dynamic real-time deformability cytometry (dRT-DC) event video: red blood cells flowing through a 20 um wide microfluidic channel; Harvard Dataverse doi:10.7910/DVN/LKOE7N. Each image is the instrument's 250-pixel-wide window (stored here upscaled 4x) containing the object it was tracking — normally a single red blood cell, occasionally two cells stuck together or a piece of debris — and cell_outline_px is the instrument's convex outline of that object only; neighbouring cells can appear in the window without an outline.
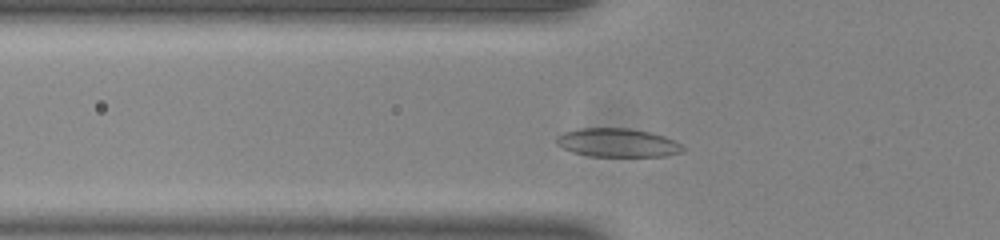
{"species": "common noctule bat (a hibernating species)", "species_latin": "Nyctalus noctula", "temperature_condition": "room temperature", "stored_images_in_passage": 37, "camera_frame_rate_fps": 3000, "um_per_image_px": 0.085, "animal": {"sex": "male", "body_mass_g": 20.0, "forearm_length_mm": 53.3}, "frame": {"image": 1, "passage_image": 2, "time_ms": 0.333, "image_size_px": [1000, 240], "cell_outline_px": [[684, 152], [664, 156], [588, 156], [572, 152], [556, 144], [556, 136], [564, 132], [580, 128], [628, 128], [648, 132], [664, 136], [680, 144], [684, 148]], "centroid_in_image_um": [52.46, 12.13], "position_along_channel_um": 73.3, "area_um2": 20.98}}
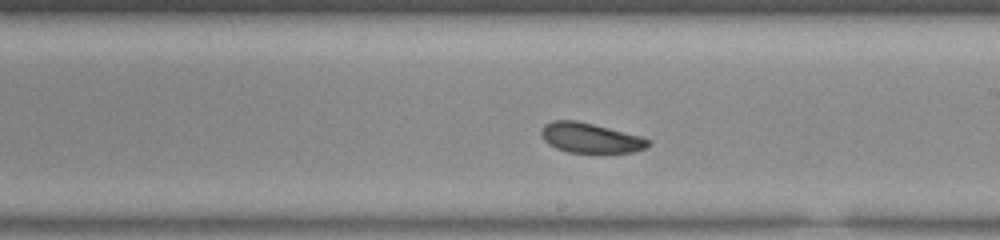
{"frame": {"image": 2, "passage_image": 15, "time_ms": 4.667, "image_size_px": [1000, 240], "cell_outline_px": [[648, 144], [644, 148], [636, 152], [568, 152], [556, 148], [548, 144], [540, 136], [540, 132], [544, 124], [552, 120], [576, 120], [640, 136], [648, 140]], "centroid_in_image_um": [50.1, 11.71], "position_along_channel_um": 238.9, "area_um2": 18.38}}
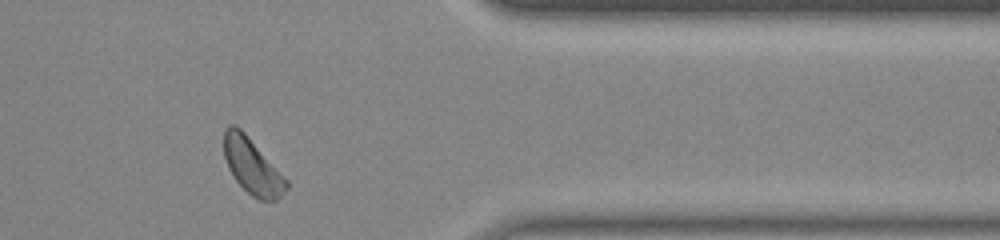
{"frame": {"image": 3, "passage_image": 28, "time_ms": 9.0, "image_size_px": [1000, 240], "cell_outline_px": [[288, 188], [276, 200], [260, 200], [252, 196], [232, 176], [228, 168], [224, 156], [224, 128], [228, 124], [236, 124], [244, 132], [288, 180]], "centroid_in_image_um": [21.42, 14.11], "position_along_channel_um": 390.0, "area_um2": 20.11}, "authors_computed_cell_mechanics": {"area_um2": 19.8254, "velocity_mm_per_s": 3.8242, "shape_relaxation_time_tau1_ms": 0.9017, "shape_relaxation_time_tau2_ms": 6.0668, "deformation_change_tau1": 0.0473, "deformation_change_tau2": 0.1078}}